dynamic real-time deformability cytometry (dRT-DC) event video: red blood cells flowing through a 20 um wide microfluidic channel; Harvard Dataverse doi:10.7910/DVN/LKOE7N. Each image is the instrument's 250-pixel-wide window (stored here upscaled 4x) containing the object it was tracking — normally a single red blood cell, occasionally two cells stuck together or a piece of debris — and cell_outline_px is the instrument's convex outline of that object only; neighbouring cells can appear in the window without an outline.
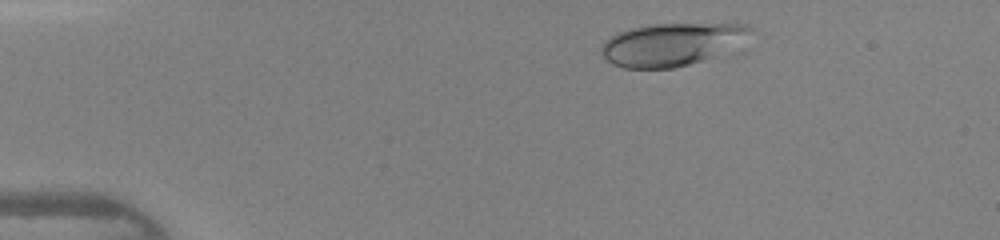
{"species": "human", "species_latin": "Homo sapiens", "temperature_condition": "warm", "stored_images_in_passage": 43, "camera_frame_rate_fps": 3000, "um_per_image_px": 0.085, "donor": {"sex": "female"}, "frame": {"image": 1, "passage_image": 5, "time_ms": 1.333, "image_size_px": [1000, 240], "cell_outline_px": [[752, 28], [708, 56], [700, 60], [688, 64], [672, 68], [624, 68], [612, 64], [600, 52], [600, 48], [604, 40], [616, 32], [628, 28], [652, 24], [744, 24]], "centroid_in_image_um": [56.76, 3.76], "position_along_channel_um": 28.2, "area_um2": 35.08}}
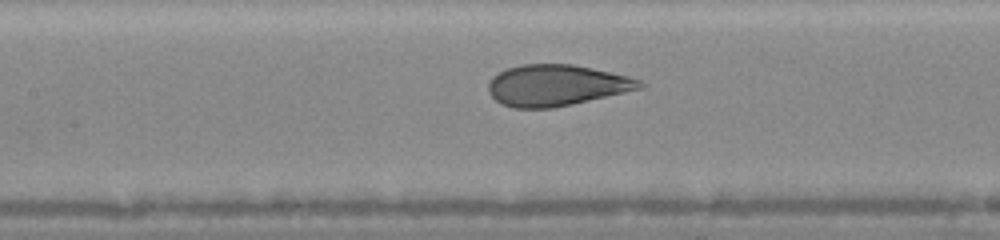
{"frame": {"image": 2, "passage_image": 19, "time_ms": 6.0, "image_size_px": [1000, 240], "cell_outline_px": [[648, 84], [644, 88], [572, 104], [552, 108], [512, 108], [500, 104], [488, 92], [488, 84], [492, 76], [508, 68], [520, 64], [572, 64], [592, 68], [628, 76], [640, 80]], "centroid_in_image_um": [47.3, 7.25], "position_along_channel_um": 160.1, "area_um2": 36.47}}
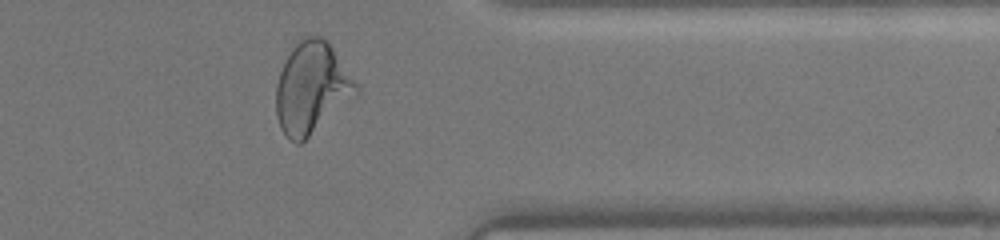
{"frame": {"image": 3, "passage_image": 35, "time_ms": 11.333, "image_size_px": [1000, 240], "cell_outline_px": [[360, 92], [356, 96], [300, 144], [296, 144], [288, 140], [280, 128], [276, 116], [276, 84], [284, 60], [296, 40], [300, 36], [320, 36], [332, 48], [360, 88]], "centroid_in_image_um": [26.46, 7.49], "position_along_channel_um": 384.9, "area_um2": 42.71}, "authors_computed_cell_mechanics": {"area_um2": 37.1076, "velocity_mm_per_s": 4.3596, "shape_relaxation_time_tau1_ms": 3.0978, "shape_relaxation_time_tau2_ms": null, "deformation_change_tau1": 0.1638, "deformation_change_tau2": null}}